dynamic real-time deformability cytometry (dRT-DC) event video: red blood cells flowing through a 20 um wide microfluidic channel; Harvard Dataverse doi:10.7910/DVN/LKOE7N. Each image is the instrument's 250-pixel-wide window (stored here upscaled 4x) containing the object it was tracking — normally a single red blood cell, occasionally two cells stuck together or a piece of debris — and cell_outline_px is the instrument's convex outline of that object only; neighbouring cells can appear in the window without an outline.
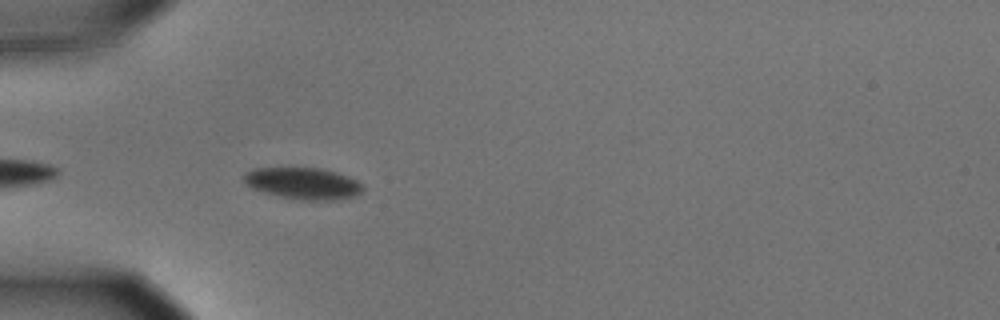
{"species": "common noctule bat (a hibernating species)", "species_latin": "Nyctalus noctula", "temperature_condition": "cold", "stored_images_in_passage": 11, "camera_frame_rate_fps": 3000, "um_per_image_px": 0.085, "animal": {"sex": "male", "body_mass_g": 15.6}, "frame": {"image": 1, "passage_image": 4, "time_ms": 1.0, "image_size_px": [1000, 320], "cell_outline_px": [[364, 188], [356, 196], [332, 200], [300, 200], [280, 196], [264, 192], [252, 188], [244, 184], [240, 176], [244, 172], [252, 168], [320, 168], [356, 180], [364, 184]], "centroid_in_image_um": [25.69, 15.59], "position_along_channel_um": 59.3, "area_um2": 21.96}}
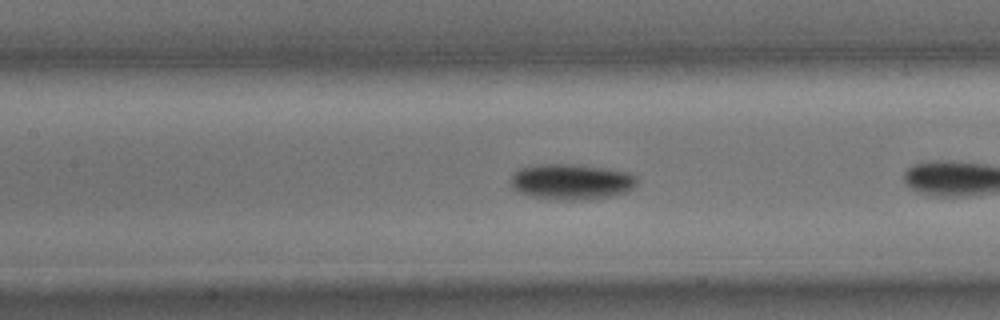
{"frame": {"image": 2, "passage_image": 10, "time_ms": 3.0, "image_size_px": [1000, 320], "cell_outline_px": [[636, 184], [632, 188], [624, 192], [612, 196], [592, 200], [548, 200], [516, 192], [512, 188], [508, 180], [512, 172], [516, 168], [532, 164], [568, 164], [600, 168], [628, 172], [636, 176]], "centroid_in_image_um": [48.44, 15.46], "position_along_channel_um": 159.0, "area_um2": 26.82}}